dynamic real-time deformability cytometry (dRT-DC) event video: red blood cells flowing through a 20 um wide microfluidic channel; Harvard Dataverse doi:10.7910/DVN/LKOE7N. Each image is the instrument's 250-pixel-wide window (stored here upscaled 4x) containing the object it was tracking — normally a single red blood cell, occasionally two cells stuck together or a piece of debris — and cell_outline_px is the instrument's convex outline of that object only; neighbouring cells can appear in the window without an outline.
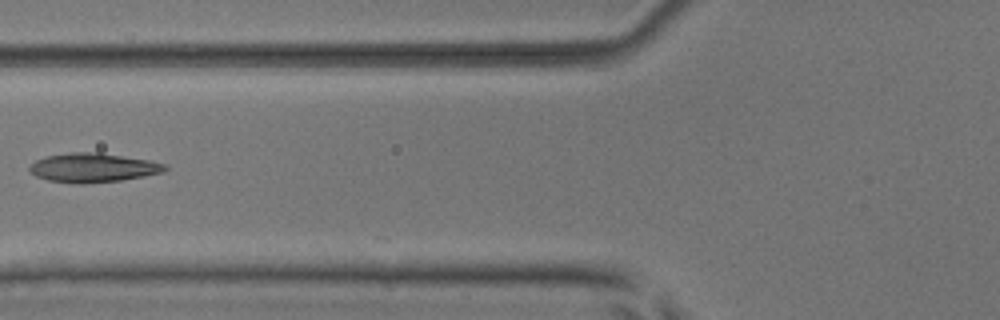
{"species": "common noctule bat (a hibernating species)", "species_latin": "Nyctalus noctula", "temperature_condition": "room temperature", "stored_images_in_passage": 7, "camera_frame_rate_fps": 3000, "um_per_image_px": 0.085, "animal": {"sex": "male", "body_mass_g": 17.9, "forearm_length_mm": 54.2}, "frame": {"image": 1, "passage_image": 6, "time_ms": 6.667, "image_size_px": [1000, 320], "cell_outline_px": [[168, 168], [164, 172], [144, 176], [120, 180], [84, 184], [72, 184], [48, 180], [36, 176], [28, 168], [36, 160], [44, 156], [72, 152], [100, 152], [148, 160], [168, 164]], "centroid_in_image_um": [7.92, 14.25], "position_along_channel_um": 117.9, "area_um2": 23.12}}